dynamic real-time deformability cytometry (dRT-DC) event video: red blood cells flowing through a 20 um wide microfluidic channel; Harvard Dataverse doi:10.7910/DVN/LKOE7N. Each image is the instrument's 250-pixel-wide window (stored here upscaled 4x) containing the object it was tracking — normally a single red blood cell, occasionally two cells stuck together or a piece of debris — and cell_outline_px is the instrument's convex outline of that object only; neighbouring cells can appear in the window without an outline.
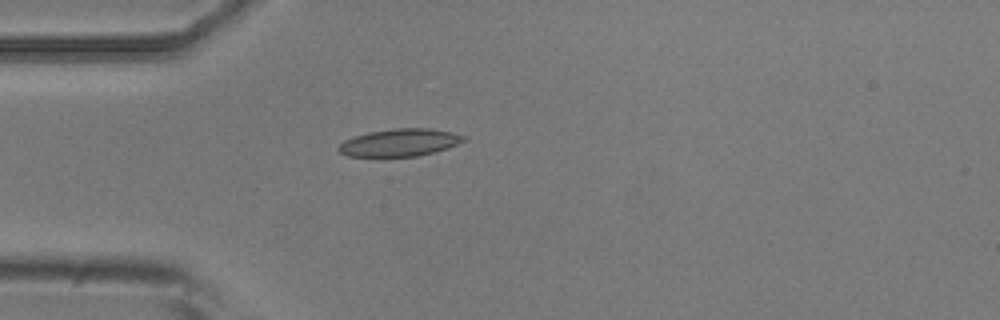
{"species": "common noctule bat (a hibernating species)", "species_latin": "Nyctalus noctula", "temperature_condition": "room temperature", "stored_images_in_passage": 5, "camera_frame_rate_fps": 3000, "um_per_image_px": 0.085, "animal": {"sex": "male", "body_mass_g": 20.5, "forearm_length_mm": 52.5}, "frame": {"image": 1, "passage_image": 5, "time_ms": 4.667, "image_size_px": [1000, 320], "cell_outline_px": [[464, 140], [448, 148], [416, 156], [348, 156], [340, 152], [336, 148], [344, 140], [368, 132], [392, 128], [428, 128], [448, 132], [464, 136]], "centroid_in_image_um": [33.92, 12.11], "position_along_channel_um": 51.1, "area_um2": 19.65}}